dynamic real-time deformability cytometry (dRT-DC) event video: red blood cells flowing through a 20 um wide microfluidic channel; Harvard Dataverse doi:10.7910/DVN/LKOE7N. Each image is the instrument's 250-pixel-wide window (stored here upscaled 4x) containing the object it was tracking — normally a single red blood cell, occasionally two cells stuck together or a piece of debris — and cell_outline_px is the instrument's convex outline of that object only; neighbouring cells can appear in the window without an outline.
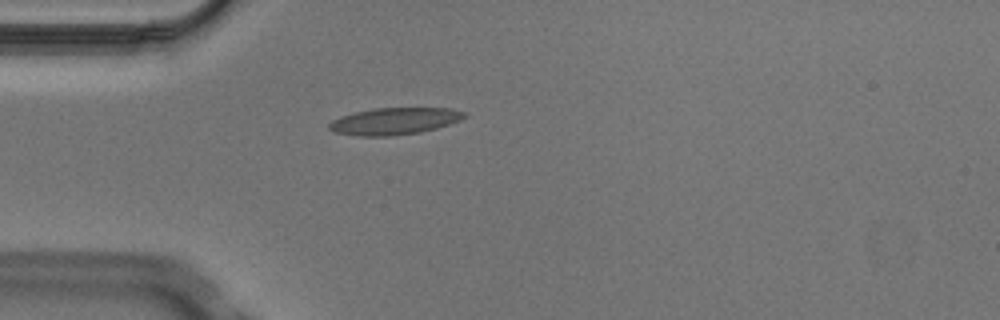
{"species": "Egyptian fruit bat (a non-hibernating species)", "species_latin": "Rousettus aegyptiacus", "temperature_condition": "cold", "stored_images_in_passage": 1, "camera_frame_rate_fps": 3000, "um_per_image_px": 0.085, "animal": {"sex": "male"}, "frame": {"image": 1, "passage_image": 1, "time_ms": 0.0, "image_size_px": [1000, 320], "cell_outline_px": [[468, 116], [460, 120], [436, 128], [420, 132], [392, 136], [360, 136], [332, 132], [328, 128], [328, 124], [332, 120], [340, 116], [356, 112], [376, 108], [452, 108], [468, 112]], "centroid_in_image_um": [33.54, 10.29], "position_along_channel_um": 51.5, "area_um2": 21.33}}